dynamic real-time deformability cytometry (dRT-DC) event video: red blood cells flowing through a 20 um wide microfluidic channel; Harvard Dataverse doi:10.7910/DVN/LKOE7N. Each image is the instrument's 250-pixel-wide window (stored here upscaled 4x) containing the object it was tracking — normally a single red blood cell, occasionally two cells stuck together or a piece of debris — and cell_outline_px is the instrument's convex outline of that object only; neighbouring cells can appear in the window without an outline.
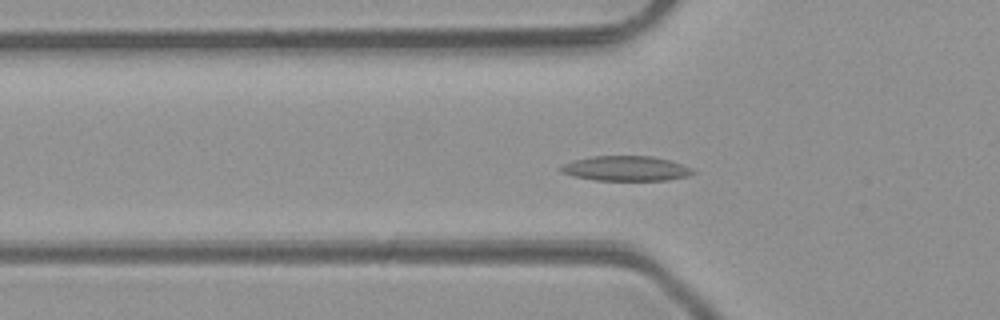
{"species": "common noctule bat (a hibernating species)", "species_latin": "Nyctalus noctula", "temperature_condition": "room temperature", "stored_images_in_passage": 28, "camera_frame_rate_fps": 3000, "um_per_image_px": 0.085, "animal": {"sex": "male", "body_mass_g": 23.1, "forearm_length_mm": 52.7}, "frame": {"image": 1, "passage_image": 2, "time_ms": 0.333, "image_size_px": [1000, 320], "cell_outline_px": [[696, 172], [688, 176], [668, 180], [592, 180], [572, 176], [560, 172], [556, 168], [560, 164], [572, 160], [592, 156], [652, 156], [668, 160], [692, 168]], "centroid_in_image_um": [53.11, 14.32], "position_along_channel_um": 72.7, "area_um2": 19.42}}
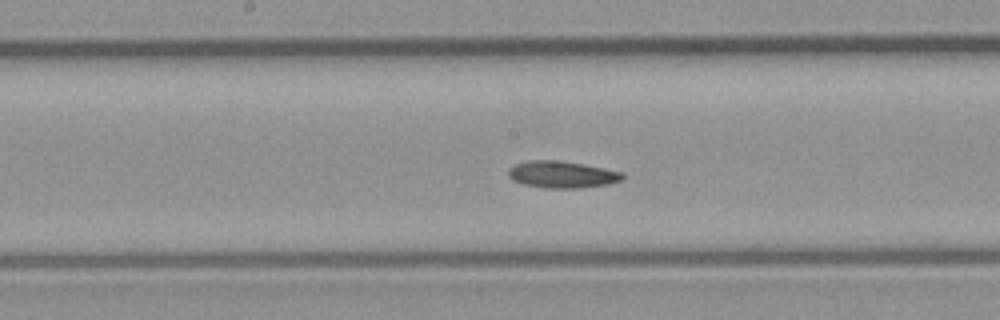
{"frame": {"image": 2, "passage_image": 11, "time_ms": 3.333, "image_size_px": [1000, 320], "cell_outline_px": [[624, 176], [620, 180], [608, 184], [580, 188], [544, 188], [524, 184], [512, 180], [508, 176], [508, 168], [516, 164], [528, 160], [556, 160], [584, 164], [624, 172]], "centroid_in_image_um": [47.75, 14.83], "position_along_channel_um": 200.4, "area_um2": 17.92}}
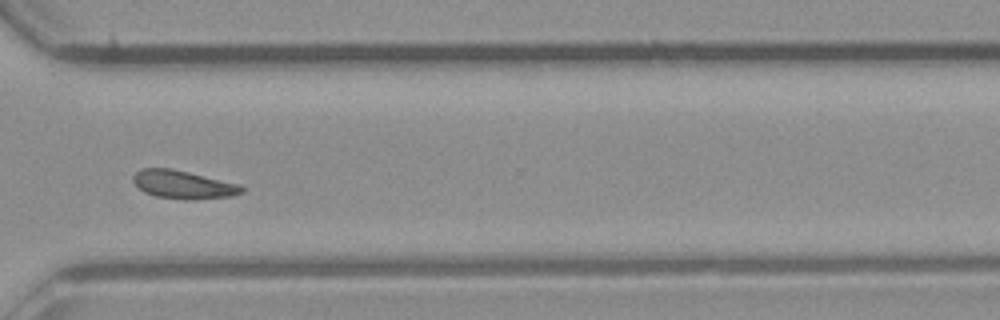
{"frame": {"image": 3, "passage_image": 22, "time_ms": 7.0, "image_size_px": [1000, 320], "cell_outline_px": [[244, 192], [232, 196], [196, 200], [184, 200], [156, 196], [144, 192], [132, 180], [132, 176], [140, 168], [168, 168], [188, 172], [240, 184], [244, 188]], "centroid_in_image_um": [15.59, 15.7], "position_along_channel_um": 355.0, "area_um2": 17.92}}